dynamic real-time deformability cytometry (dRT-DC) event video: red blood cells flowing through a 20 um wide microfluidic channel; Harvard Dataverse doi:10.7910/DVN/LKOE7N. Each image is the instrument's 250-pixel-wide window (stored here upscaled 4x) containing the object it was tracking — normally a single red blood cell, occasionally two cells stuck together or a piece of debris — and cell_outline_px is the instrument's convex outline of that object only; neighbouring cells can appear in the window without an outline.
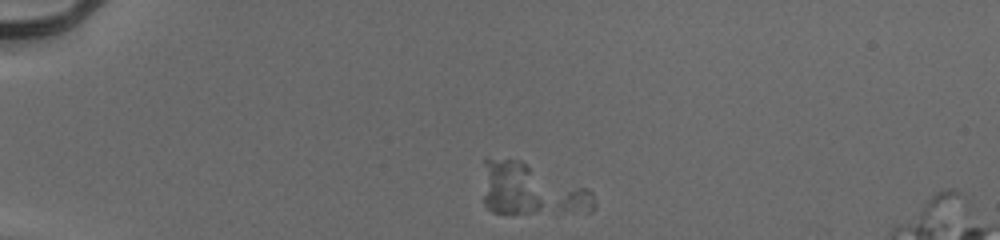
{"species": "human", "species_latin": "Homo sapiens", "temperature_condition": "cold", "stored_images_in_passage": 42, "camera_frame_rate_fps": 3000, "um_per_image_px": 0.085, "donor": {"sex": "male"}, "frame": {"image": 1, "passage_image": 1, "time_ms": 0.0, "image_size_px": [1000, 240], "cell_outline_px": [[596, 208], [592, 212], [556, 216], [492, 212], [484, 204], [484, 160], [520, 160], [588, 188], [592, 192], [596, 204]], "centroid_in_image_um": [45.26, 16.22], "position_along_channel_um": 39.7, "area_um2": 34.39}}
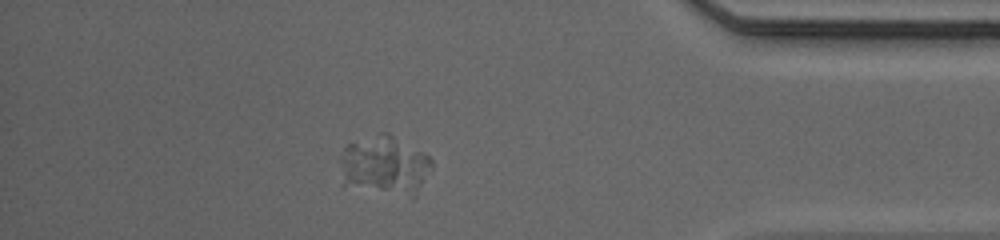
{"frame": {"image": 2, "passage_image": 35, "time_ms": 11.333, "image_size_px": [1000, 240], "cell_outline_px": [[432, 168], [384, 188], [344, 188], [340, 164], [340, 160], [344, 148], [348, 144], [396, 144], [424, 152], [432, 160]], "centroid_in_image_um": [32.36, 14.02], "position_along_channel_um": 402.8, "area_um2": 23.58}}